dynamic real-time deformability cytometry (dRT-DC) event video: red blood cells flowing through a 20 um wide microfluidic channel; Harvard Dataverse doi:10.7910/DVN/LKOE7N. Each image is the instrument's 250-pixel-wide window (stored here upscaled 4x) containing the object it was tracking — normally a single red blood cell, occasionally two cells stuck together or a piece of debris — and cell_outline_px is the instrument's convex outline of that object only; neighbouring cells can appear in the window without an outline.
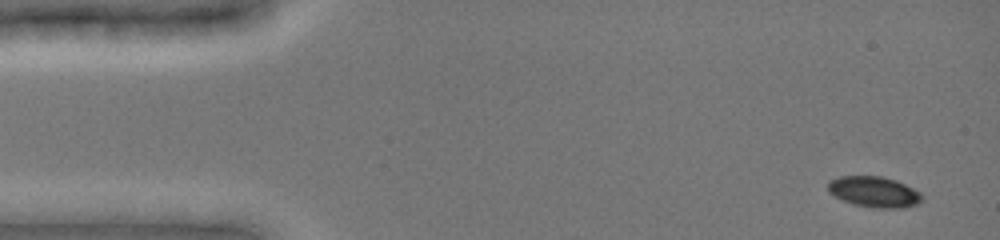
{"species": "common noctule bat (a hibernating species)", "species_latin": "Nyctalus noctula", "temperature_condition": "cold", "stored_images_in_passage": 21, "camera_frame_rate_fps": 3000, "um_per_image_px": 0.085, "animal": {"sex": "female", "body_mass_g": 19.0, "forearm_length_mm": 51.5}, "frame": {"image": 1, "passage_image": 4, "time_ms": 0.667, "image_size_px": [1000, 240], "cell_outline_px": [[924, 200], [916, 204], [904, 208], [876, 208], [856, 204], [844, 200], [828, 192], [828, 180], [840, 176], [880, 176], [896, 180], [920, 192], [924, 196]], "centroid_in_image_um": [74.33, 16.3], "position_along_channel_um": 10.7, "area_um2": 16.82}}
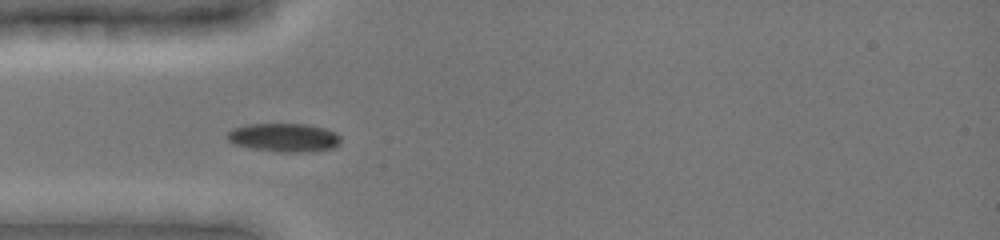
{"frame": {"image": 2, "passage_image": 20, "time_ms": 4.667, "image_size_px": [1000, 240], "cell_outline_px": [[340, 144], [332, 148], [312, 152], [280, 152], [252, 148], [236, 144], [228, 140], [228, 132], [232, 128], [244, 124], [308, 124], [324, 128], [336, 132], [340, 136]], "centroid_in_image_um": [24.17, 11.69], "position_along_channel_um": 60.8, "area_um2": 18.96}}